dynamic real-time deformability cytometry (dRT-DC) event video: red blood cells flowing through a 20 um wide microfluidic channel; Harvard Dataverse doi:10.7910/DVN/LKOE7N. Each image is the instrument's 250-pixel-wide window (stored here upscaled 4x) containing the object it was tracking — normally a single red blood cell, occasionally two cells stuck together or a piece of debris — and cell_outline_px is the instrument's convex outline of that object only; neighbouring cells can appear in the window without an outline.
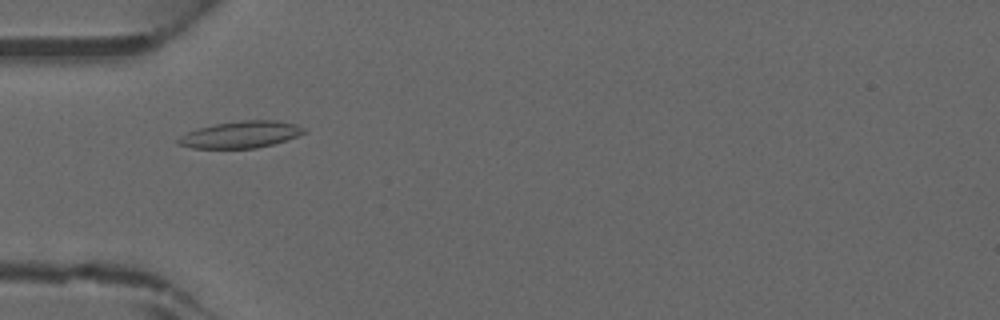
{"species": "common noctule bat (a hibernating species)", "species_latin": "Nyctalus noctula", "temperature_condition": "warm", "stored_images_in_passage": 32, "camera_frame_rate_fps": 3000, "um_per_image_px": 0.085, "animal": {"sex": "male", "forearm_length_mm": 52.5}, "frame": {"image": 1, "passage_image": 1, "time_ms": 0.0, "image_size_px": [1000, 320], "cell_outline_px": [[308, 132], [272, 144], [256, 148], [192, 148], [176, 144], [176, 140], [188, 132], [196, 128], [216, 124], [240, 120], [276, 120], [296, 124], [308, 128]], "centroid_in_image_um": [20.48, 11.43], "position_along_channel_um": 64.5, "area_um2": 19.65}}
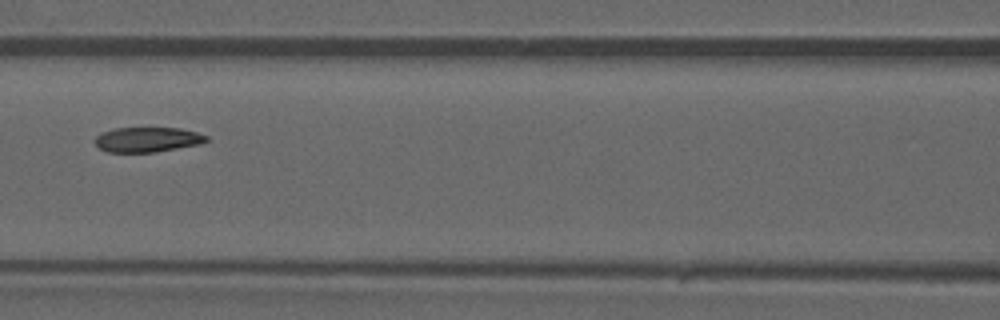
{"frame": {"image": 2, "passage_image": 7, "time_ms": 2.0, "image_size_px": [1000, 320], "cell_outline_px": [[208, 140], [200, 144], [156, 152], [108, 152], [100, 148], [92, 140], [100, 132], [116, 128], [180, 128], [196, 132], [208, 136]], "centroid_in_image_um": [12.51, 11.86], "position_along_channel_um": 154.1, "area_um2": 16.24}}
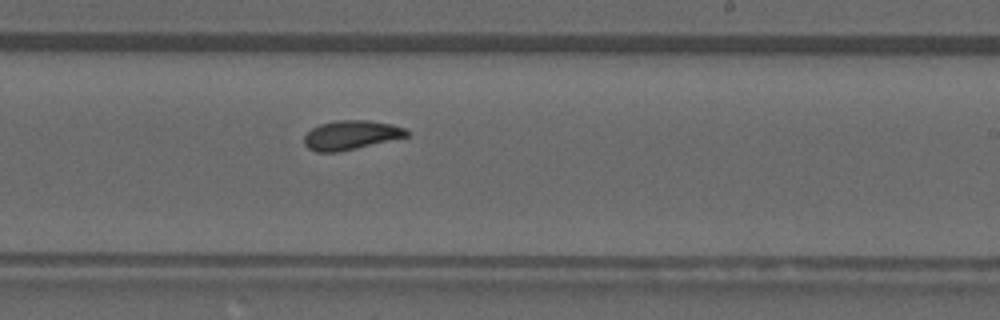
{"frame": {"image": 3, "passage_image": 14, "time_ms": 4.333, "image_size_px": [1000, 320], "cell_outline_px": [[408, 136], [340, 152], [316, 152], [308, 148], [304, 144], [304, 136], [312, 128], [320, 124], [336, 120], [368, 120], [392, 124], [404, 128], [408, 132]], "centroid_in_image_um": [29.81, 11.48], "position_along_channel_um": 259.2, "area_um2": 17.4}}